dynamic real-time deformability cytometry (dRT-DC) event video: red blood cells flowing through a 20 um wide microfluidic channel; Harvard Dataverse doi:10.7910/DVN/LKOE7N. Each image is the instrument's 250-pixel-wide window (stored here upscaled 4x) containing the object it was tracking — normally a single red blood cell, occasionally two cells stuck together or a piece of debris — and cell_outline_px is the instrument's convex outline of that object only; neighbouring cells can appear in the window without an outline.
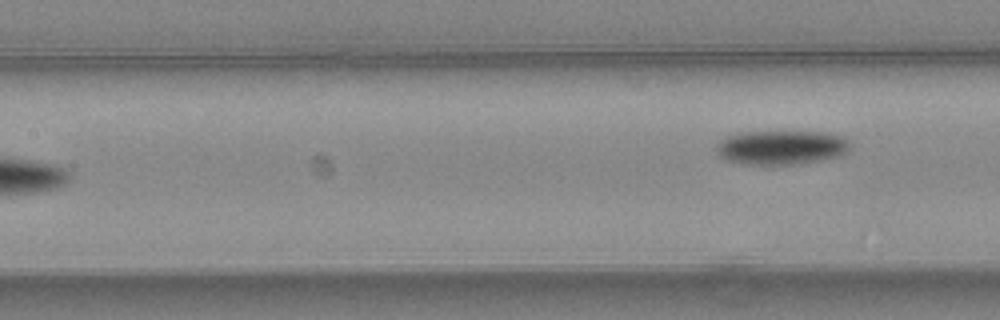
{"species": "common noctule bat (a hibernating species)", "species_latin": "Nyctalus noctula", "temperature_condition": "warm", "stored_images_in_passage": 7, "camera_frame_rate_fps": 3000, "um_per_image_px": 0.085, "animal": {"sex": "female", "body_mass_g": 24.6, "forearm_length_mm": 56.2}, "frame": {"image": 1, "passage_image": 7, "time_ms": 2.0, "image_size_px": [1000, 320], "cell_outline_px": [[848, 152], [840, 156], [820, 160], [796, 164], [748, 164], [728, 160], [720, 156], [716, 152], [716, 144], [728, 136], [744, 132], [824, 132], [840, 136], [848, 140]], "centroid_in_image_um": [66.42, 12.53], "position_along_channel_um": 141.0, "area_um2": 26.3}}